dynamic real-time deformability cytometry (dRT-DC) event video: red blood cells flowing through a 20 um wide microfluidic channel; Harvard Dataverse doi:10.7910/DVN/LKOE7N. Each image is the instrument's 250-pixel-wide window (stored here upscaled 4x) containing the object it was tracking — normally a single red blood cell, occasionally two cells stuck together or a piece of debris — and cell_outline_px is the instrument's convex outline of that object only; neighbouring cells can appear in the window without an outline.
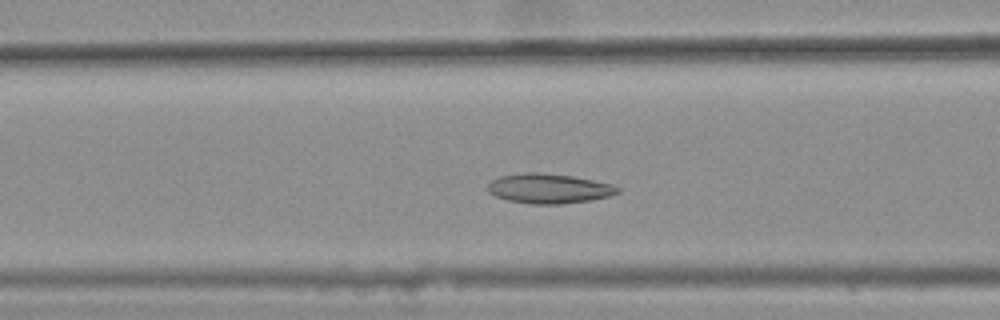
{"species": "common noctule bat (a hibernating species)", "species_latin": "Nyctalus noctula", "temperature_condition": "warm", "stored_images_in_passage": 41, "camera_frame_rate_fps": 3000, "um_per_image_px": 0.085, "animal": {"sex": "female", "body_mass_g": 25.1}, "frame": {"image": 1, "passage_image": 17, "time_ms": 5.333, "image_size_px": [1000, 320], "cell_outline_px": [[620, 192], [608, 196], [588, 200], [560, 204], [532, 204], [508, 200], [496, 196], [488, 192], [488, 184], [492, 180], [500, 176], [524, 172], [540, 172], [572, 176], [612, 184], [620, 188]], "centroid_in_image_um": [46.64, 16.01], "position_along_channel_um": 120.0, "area_um2": 22.37}}
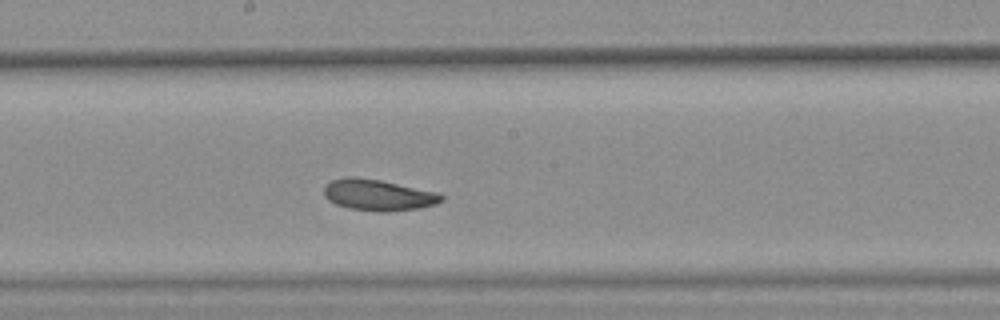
{"frame": {"image": 2, "passage_image": 25, "time_ms": 8.0, "image_size_px": [1000, 320], "cell_outline_px": [[444, 200], [436, 204], [420, 208], [388, 212], [380, 212], [348, 208], [336, 204], [328, 200], [324, 196], [324, 188], [332, 180], [344, 176], [352, 176], [380, 180], [436, 192], [444, 196]], "centroid_in_image_um": [32.14, 16.58], "position_along_channel_um": 216.1, "area_um2": 21.39}}
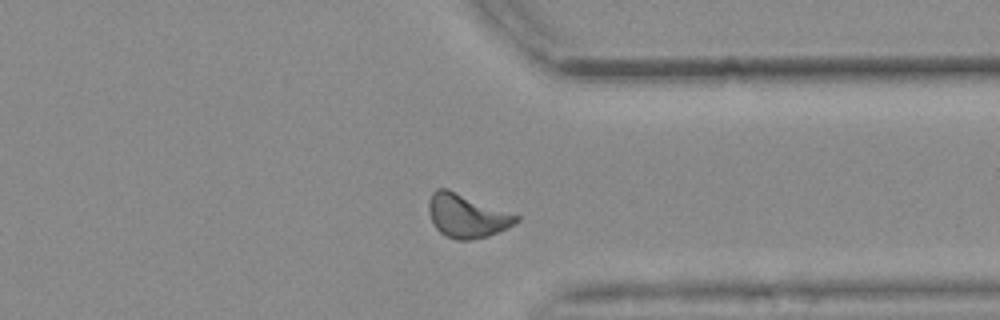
{"frame": {"image": 3, "passage_image": 38, "time_ms": 12.333, "image_size_px": [1000, 320], "cell_outline_px": [[520, 220], [508, 228], [488, 236], [472, 240], [456, 240], [440, 232], [436, 228], [428, 212], [428, 200], [432, 192], [436, 188], [448, 188], [520, 216]], "centroid_in_image_um": [39.67, 18.33], "position_along_channel_um": 371.7, "area_um2": 22.31}, "authors_computed_cell_mechanics": {"area_um2": 21.675, "velocity_mm_per_s": 3.6155, "shape_relaxation_time_tau1_ms": null, "shape_relaxation_time_tau2_ms": 8.2226, "deformation_change_tau1": null, "deformation_change_tau2": 0.1476}}